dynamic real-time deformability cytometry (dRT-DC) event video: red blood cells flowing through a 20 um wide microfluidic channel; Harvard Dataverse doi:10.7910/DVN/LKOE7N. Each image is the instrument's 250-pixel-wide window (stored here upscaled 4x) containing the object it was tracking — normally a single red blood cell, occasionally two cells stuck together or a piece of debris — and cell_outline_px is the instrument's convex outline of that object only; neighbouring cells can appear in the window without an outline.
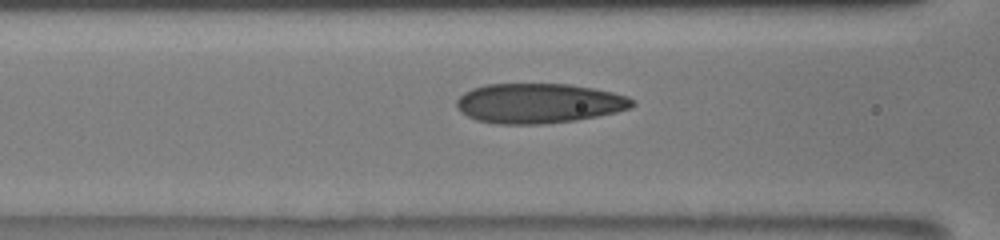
{"species": "human", "species_latin": "Homo sapiens", "temperature_condition": "room temperature", "stored_images_in_passage": 44, "camera_frame_rate_fps": 3000, "um_per_image_px": 0.085, "donor": {"sex": "male"}, "frame": {"image": 1, "passage_image": 20, "time_ms": 6.333, "image_size_px": [1000, 240], "cell_outline_px": [[636, 104], [632, 108], [616, 112], [576, 120], [544, 124], [496, 124], [476, 120], [460, 112], [456, 104], [456, 100], [464, 92], [472, 88], [484, 84], [568, 84], [592, 88], [612, 92], [628, 96]], "centroid_in_image_um": [45.78, 8.78], "position_along_channel_um": 120.8, "area_um2": 40.92}}
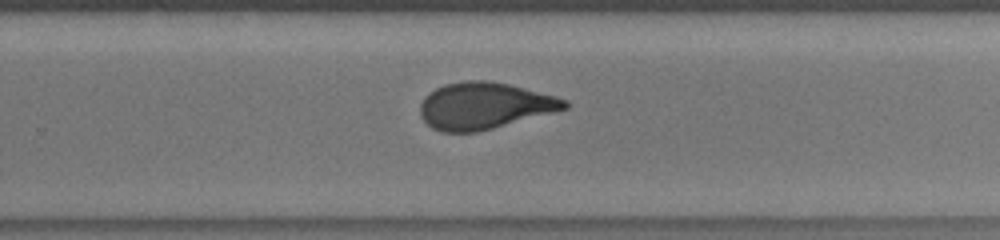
{"frame": {"image": 2, "passage_image": 33, "time_ms": 10.667, "image_size_px": [1000, 240], "cell_outline_px": [[568, 108], [492, 128], [476, 132], [440, 132], [432, 128], [420, 116], [420, 104], [424, 96], [428, 92], [444, 84], [464, 80], [484, 80], [508, 84], [556, 96], [568, 100]], "centroid_in_image_um": [41.13, 8.98], "position_along_channel_um": 288.7, "area_um2": 39.13}}
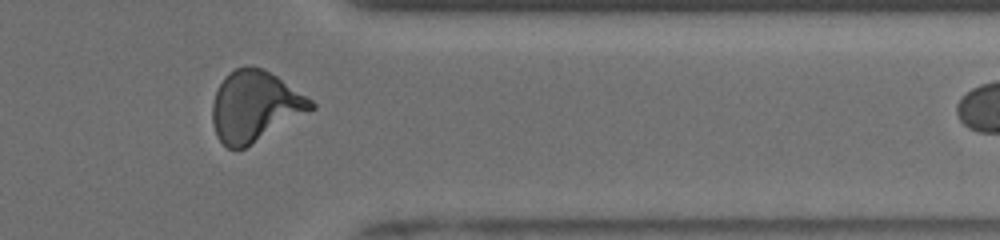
{"frame": {"image": 3, "passage_image": 41, "time_ms": 13.333, "image_size_px": [1000, 240], "cell_outline_px": [[316, 108], [244, 148], [228, 148], [216, 136], [212, 124], [212, 104], [216, 92], [224, 76], [228, 72], [236, 68], [264, 68], [312, 100], [316, 104]], "centroid_in_image_um": [21.65, 9.04], "position_along_channel_um": 389.8, "area_um2": 40.06}}